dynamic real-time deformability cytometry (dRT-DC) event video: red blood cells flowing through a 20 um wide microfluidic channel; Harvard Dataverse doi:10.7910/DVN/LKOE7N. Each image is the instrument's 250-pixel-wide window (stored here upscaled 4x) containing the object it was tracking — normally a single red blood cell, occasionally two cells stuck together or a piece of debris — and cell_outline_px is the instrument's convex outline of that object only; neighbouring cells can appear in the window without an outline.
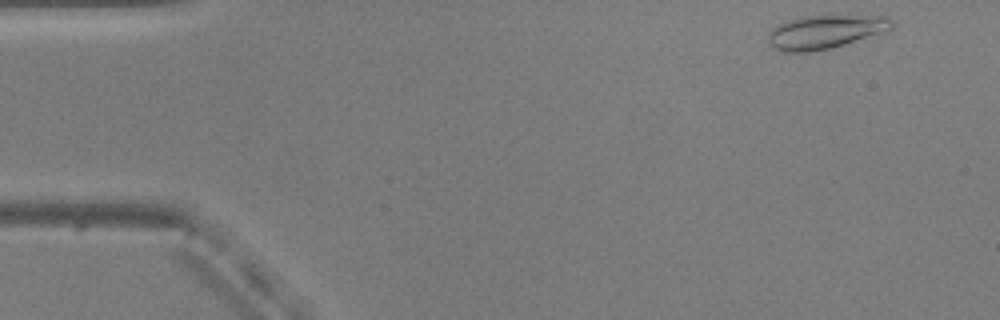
{"species": "common noctule bat (a hibernating species)", "species_latin": "Nyctalus noctula", "temperature_condition": "warm", "stored_images_in_passage": 50, "camera_frame_rate_fps": 3000, "um_per_image_px": 0.085, "animal": {"sex": "male", "body_mass_g": 20.5, "forearm_length_mm": 52.5}, "frame": {"image": 1, "passage_image": 1, "time_ms": 0.0, "image_size_px": [1000, 320], "cell_outline_px": [[896, 24], [888, 32], [832, 48], [812, 52], [780, 52], [772, 48], [768, 44], [768, 32], [776, 24], [788, 20], [804, 16], [888, 16]], "centroid_in_image_um": [70.15, 2.73], "position_along_channel_um": 14.9, "area_um2": 24.8}}
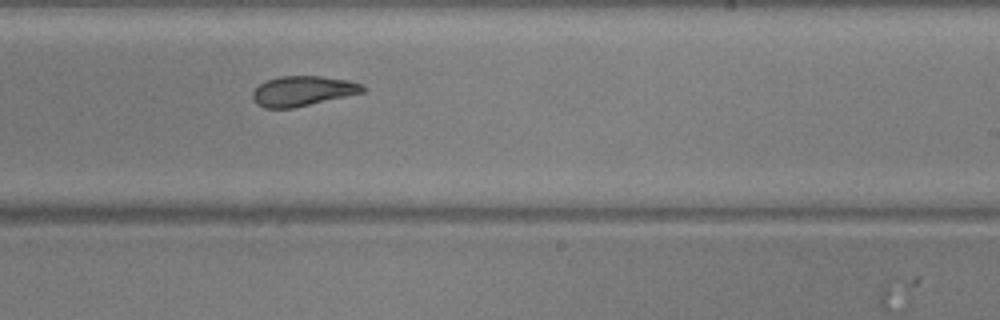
{"frame": {"image": 2, "passage_image": 29, "time_ms": 9.333, "image_size_px": [1000, 320], "cell_outline_px": [[368, 88], [364, 92], [292, 108], [264, 108], [256, 104], [252, 100], [252, 92], [264, 80], [280, 76], [324, 76], [348, 80], [360, 84]], "centroid_in_image_um": [25.7, 7.73], "position_along_channel_um": 263.3, "area_um2": 19.31}}
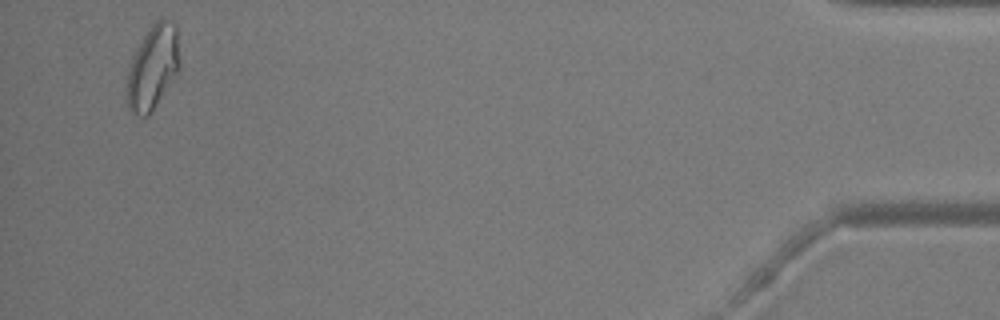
{"frame": {"image": 3, "passage_image": 48, "time_ms": 15.667, "image_size_px": [1000, 320], "cell_outline_px": [[180, 72], [152, 112], [148, 116], [140, 116], [132, 112], [128, 108], [128, 72], [132, 56], [148, 28], [156, 20], [172, 20], [176, 24], [180, 60]], "centroid_in_image_um": [13.04, 5.72], "position_along_channel_um": 422.2, "area_um2": 26.13}, "authors_computed_cell_mechanics": {"area_um2": 21.386, "velocity_mm_per_s": 3.8083, "shape_relaxation_time_tau1_ms": 10.3656, "shape_relaxation_time_tau2_ms": 2.6974, "deformation_change_tau1": 0.2228, "deformation_change_tau2": 0.1025}}